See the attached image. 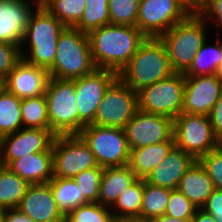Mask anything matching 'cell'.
I'll list each match as a JSON object with an SVG mask.
<instances>
[{"label": "cell", "mask_w": 222, "mask_h": 222, "mask_svg": "<svg viewBox=\"0 0 222 222\" xmlns=\"http://www.w3.org/2000/svg\"><path fill=\"white\" fill-rule=\"evenodd\" d=\"M87 35L96 68L117 74L147 38L136 26L112 24L92 30Z\"/></svg>", "instance_id": "6da1fadb"}, {"label": "cell", "mask_w": 222, "mask_h": 222, "mask_svg": "<svg viewBox=\"0 0 222 222\" xmlns=\"http://www.w3.org/2000/svg\"><path fill=\"white\" fill-rule=\"evenodd\" d=\"M65 27L39 4L30 16L20 47L22 59L48 71L54 64L59 35Z\"/></svg>", "instance_id": "7a4b0ae2"}, {"label": "cell", "mask_w": 222, "mask_h": 222, "mask_svg": "<svg viewBox=\"0 0 222 222\" xmlns=\"http://www.w3.org/2000/svg\"><path fill=\"white\" fill-rule=\"evenodd\" d=\"M207 26L208 22L197 11H192L184 20L158 37L166 48L173 72L185 73L189 69L208 39Z\"/></svg>", "instance_id": "3957f363"}, {"label": "cell", "mask_w": 222, "mask_h": 222, "mask_svg": "<svg viewBox=\"0 0 222 222\" xmlns=\"http://www.w3.org/2000/svg\"><path fill=\"white\" fill-rule=\"evenodd\" d=\"M173 73L164 44L159 38L147 37L118 73V78L138 92Z\"/></svg>", "instance_id": "277c9868"}, {"label": "cell", "mask_w": 222, "mask_h": 222, "mask_svg": "<svg viewBox=\"0 0 222 222\" xmlns=\"http://www.w3.org/2000/svg\"><path fill=\"white\" fill-rule=\"evenodd\" d=\"M56 51L49 77L72 80L96 69L88 35L74 27H65L60 33Z\"/></svg>", "instance_id": "5b68a950"}, {"label": "cell", "mask_w": 222, "mask_h": 222, "mask_svg": "<svg viewBox=\"0 0 222 222\" xmlns=\"http://www.w3.org/2000/svg\"><path fill=\"white\" fill-rule=\"evenodd\" d=\"M45 97L50 130L56 136L78 135L79 113L74 81L49 77Z\"/></svg>", "instance_id": "8992f818"}, {"label": "cell", "mask_w": 222, "mask_h": 222, "mask_svg": "<svg viewBox=\"0 0 222 222\" xmlns=\"http://www.w3.org/2000/svg\"><path fill=\"white\" fill-rule=\"evenodd\" d=\"M184 89V73L174 72L169 77L137 92L138 109L165 115L174 120L182 113Z\"/></svg>", "instance_id": "52a82bcc"}, {"label": "cell", "mask_w": 222, "mask_h": 222, "mask_svg": "<svg viewBox=\"0 0 222 222\" xmlns=\"http://www.w3.org/2000/svg\"><path fill=\"white\" fill-rule=\"evenodd\" d=\"M78 135L88 145L99 166L128 165L130 149L124 129L91 124Z\"/></svg>", "instance_id": "ba28073f"}, {"label": "cell", "mask_w": 222, "mask_h": 222, "mask_svg": "<svg viewBox=\"0 0 222 222\" xmlns=\"http://www.w3.org/2000/svg\"><path fill=\"white\" fill-rule=\"evenodd\" d=\"M173 137L175 146L196 160L220 145L206 115L182 112L173 120Z\"/></svg>", "instance_id": "9c48e42d"}, {"label": "cell", "mask_w": 222, "mask_h": 222, "mask_svg": "<svg viewBox=\"0 0 222 222\" xmlns=\"http://www.w3.org/2000/svg\"><path fill=\"white\" fill-rule=\"evenodd\" d=\"M137 110V92L117 78L105 91L92 125L124 129Z\"/></svg>", "instance_id": "30bf717a"}, {"label": "cell", "mask_w": 222, "mask_h": 222, "mask_svg": "<svg viewBox=\"0 0 222 222\" xmlns=\"http://www.w3.org/2000/svg\"><path fill=\"white\" fill-rule=\"evenodd\" d=\"M53 174L74 178L86 169L97 167L94 154L79 135H57L52 144Z\"/></svg>", "instance_id": "8fae6325"}, {"label": "cell", "mask_w": 222, "mask_h": 222, "mask_svg": "<svg viewBox=\"0 0 222 222\" xmlns=\"http://www.w3.org/2000/svg\"><path fill=\"white\" fill-rule=\"evenodd\" d=\"M191 12L182 0H141L136 27L146 37L158 38Z\"/></svg>", "instance_id": "7c38bea8"}, {"label": "cell", "mask_w": 222, "mask_h": 222, "mask_svg": "<svg viewBox=\"0 0 222 222\" xmlns=\"http://www.w3.org/2000/svg\"><path fill=\"white\" fill-rule=\"evenodd\" d=\"M117 78L118 74L114 71L96 68L90 74L72 79L79 113V133L85 126L93 123L105 91Z\"/></svg>", "instance_id": "4fadbf2b"}, {"label": "cell", "mask_w": 222, "mask_h": 222, "mask_svg": "<svg viewBox=\"0 0 222 222\" xmlns=\"http://www.w3.org/2000/svg\"><path fill=\"white\" fill-rule=\"evenodd\" d=\"M129 149L161 143L173 137V119L137 110L124 127Z\"/></svg>", "instance_id": "5bb4252c"}, {"label": "cell", "mask_w": 222, "mask_h": 222, "mask_svg": "<svg viewBox=\"0 0 222 222\" xmlns=\"http://www.w3.org/2000/svg\"><path fill=\"white\" fill-rule=\"evenodd\" d=\"M55 134L50 129L21 128L1 138L0 162L7 166L29 153L52 150Z\"/></svg>", "instance_id": "9a60e30c"}, {"label": "cell", "mask_w": 222, "mask_h": 222, "mask_svg": "<svg viewBox=\"0 0 222 222\" xmlns=\"http://www.w3.org/2000/svg\"><path fill=\"white\" fill-rule=\"evenodd\" d=\"M221 90L222 82L215 74L185 76L182 112L209 116Z\"/></svg>", "instance_id": "2e32d148"}, {"label": "cell", "mask_w": 222, "mask_h": 222, "mask_svg": "<svg viewBox=\"0 0 222 222\" xmlns=\"http://www.w3.org/2000/svg\"><path fill=\"white\" fill-rule=\"evenodd\" d=\"M31 2V3H30ZM40 0H0V42L21 47L30 16Z\"/></svg>", "instance_id": "e0dca14e"}, {"label": "cell", "mask_w": 222, "mask_h": 222, "mask_svg": "<svg viewBox=\"0 0 222 222\" xmlns=\"http://www.w3.org/2000/svg\"><path fill=\"white\" fill-rule=\"evenodd\" d=\"M17 208L35 222H65L49 183L31 184Z\"/></svg>", "instance_id": "ac0fdd59"}, {"label": "cell", "mask_w": 222, "mask_h": 222, "mask_svg": "<svg viewBox=\"0 0 222 222\" xmlns=\"http://www.w3.org/2000/svg\"><path fill=\"white\" fill-rule=\"evenodd\" d=\"M49 74L46 69L22 59L4 79V87L20 99L45 94Z\"/></svg>", "instance_id": "d6986e66"}, {"label": "cell", "mask_w": 222, "mask_h": 222, "mask_svg": "<svg viewBox=\"0 0 222 222\" xmlns=\"http://www.w3.org/2000/svg\"><path fill=\"white\" fill-rule=\"evenodd\" d=\"M196 159L176 146L164 160L146 177L145 181L153 186L177 189L180 178L193 165Z\"/></svg>", "instance_id": "ffe728a7"}, {"label": "cell", "mask_w": 222, "mask_h": 222, "mask_svg": "<svg viewBox=\"0 0 222 222\" xmlns=\"http://www.w3.org/2000/svg\"><path fill=\"white\" fill-rule=\"evenodd\" d=\"M7 167L30 185L48 183L54 177L52 150L29 153L11 161Z\"/></svg>", "instance_id": "44dd1931"}, {"label": "cell", "mask_w": 222, "mask_h": 222, "mask_svg": "<svg viewBox=\"0 0 222 222\" xmlns=\"http://www.w3.org/2000/svg\"><path fill=\"white\" fill-rule=\"evenodd\" d=\"M137 179L135 173L128 165L104 167L98 203L111 208L125 188L129 187Z\"/></svg>", "instance_id": "7402d4cb"}, {"label": "cell", "mask_w": 222, "mask_h": 222, "mask_svg": "<svg viewBox=\"0 0 222 222\" xmlns=\"http://www.w3.org/2000/svg\"><path fill=\"white\" fill-rule=\"evenodd\" d=\"M174 147L175 142L174 137H172L161 143L131 149L128 166L137 178L146 179Z\"/></svg>", "instance_id": "603a6c76"}, {"label": "cell", "mask_w": 222, "mask_h": 222, "mask_svg": "<svg viewBox=\"0 0 222 222\" xmlns=\"http://www.w3.org/2000/svg\"><path fill=\"white\" fill-rule=\"evenodd\" d=\"M177 189L194 205L201 208L212 194L214 186L211 177L200 162L196 160L180 178Z\"/></svg>", "instance_id": "cb8c5ba5"}, {"label": "cell", "mask_w": 222, "mask_h": 222, "mask_svg": "<svg viewBox=\"0 0 222 222\" xmlns=\"http://www.w3.org/2000/svg\"><path fill=\"white\" fill-rule=\"evenodd\" d=\"M30 184L7 166H0V208H17Z\"/></svg>", "instance_id": "d4e9b609"}, {"label": "cell", "mask_w": 222, "mask_h": 222, "mask_svg": "<svg viewBox=\"0 0 222 222\" xmlns=\"http://www.w3.org/2000/svg\"><path fill=\"white\" fill-rule=\"evenodd\" d=\"M48 183L51 187L54 200L64 215L70 210L88 203L74 179L53 177Z\"/></svg>", "instance_id": "484cf974"}, {"label": "cell", "mask_w": 222, "mask_h": 222, "mask_svg": "<svg viewBox=\"0 0 222 222\" xmlns=\"http://www.w3.org/2000/svg\"><path fill=\"white\" fill-rule=\"evenodd\" d=\"M216 38L215 44L209 45L208 39L196 54L184 76L214 75L222 59V40Z\"/></svg>", "instance_id": "4316f807"}, {"label": "cell", "mask_w": 222, "mask_h": 222, "mask_svg": "<svg viewBox=\"0 0 222 222\" xmlns=\"http://www.w3.org/2000/svg\"><path fill=\"white\" fill-rule=\"evenodd\" d=\"M21 99L5 87L0 92V137L13 134L23 128Z\"/></svg>", "instance_id": "83f0119b"}, {"label": "cell", "mask_w": 222, "mask_h": 222, "mask_svg": "<svg viewBox=\"0 0 222 222\" xmlns=\"http://www.w3.org/2000/svg\"><path fill=\"white\" fill-rule=\"evenodd\" d=\"M144 179H137L120 194L118 200L110 208L113 215L135 217L140 219Z\"/></svg>", "instance_id": "f1b7e54d"}, {"label": "cell", "mask_w": 222, "mask_h": 222, "mask_svg": "<svg viewBox=\"0 0 222 222\" xmlns=\"http://www.w3.org/2000/svg\"><path fill=\"white\" fill-rule=\"evenodd\" d=\"M169 197V189L153 186L144 179L140 220L150 222L153 218L165 214Z\"/></svg>", "instance_id": "f546056e"}, {"label": "cell", "mask_w": 222, "mask_h": 222, "mask_svg": "<svg viewBox=\"0 0 222 222\" xmlns=\"http://www.w3.org/2000/svg\"><path fill=\"white\" fill-rule=\"evenodd\" d=\"M23 128L50 129L45 94L21 99Z\"/></svg>", "instance_id": "4dcf8cb0"}, {"label": "cell", "mask_w": 222, "mask_h": 222, "mask_svg": "<svg viewBox=\"0 0 222 222\" xmlns=\"http://www.w3.org/2000/svg\"><path fill=\"white\" fill-rule=\"evenodd\" d=\"M40 4L66 27H74L86 7L85 0H41Z\"/></svg>", "instance_id": "1f68e13d"}, {"label": "cell", "mask_w": 222, "mask_h": 222, "mask_svg": "<svg viewBox=\"0 0 222 222\" xmlns=\"http://www.w3.org/2000/svg\"><path fill=\"white\" fill-rule=\"evenodd\" d=\"M86 7L74 28L88 34L104 25L111 24L108 0H85Z\"/></svg>", "instance_id": "d6a6232c"}, {"label": "cell", "mask_w": 222, "mask_h": 222, "mask_svg": "<svg viewBox=\"0 0 222 222\" xmlns=\"http://www.w3.org/2000/svg\"><path fill=\"white\" fill-rule=\"evenodd\" d=\"M113 213L109 207L97 203H87L70 210L65 222H110Z\"/></svg>", "instance_id": "836d02e7"}, {"label": "cell", "mask_w": 222, "mask_h": 222, "mask_svg": "<svg viewBox=\"0 0 222 222\" xmlns=\"http://www.w3.org/2000/svg\"><path fill=\"white\" fill-rule=\"evenodd\" d=\"M141 0H108L112 25L136 26Z\"/></svg>", "instance_id": "e575fe53"}, {"label": "cell", "mask_w": 222, "mask_h": 222, "mask_svg": "<svg viewBox=\"0 0 222 222\" xmlns=\"http://www.w3.org/2000/svg\"><path fill=\"white\" fill-rule=\"evenodd\" d=\"M103 170L104 168L98 165L82 171L73 178L88 203L98 202Z\"/></svg>", "instance_id": "d590c367"}, {"label": "cell", "mask_w": 222, "mask_h": 222, "mask_svg": "<svg viewBox=\"0 0 222 222\" xmlns=\"http://www.w3.org/2000/svg\"><path fill=\"white\" fill-rule=\"evenodd\" d=\"M197 209L198 207L178 189L170 190V197L165 211L166 215L178 219L191 220Z\"/></svg>", "instance_id": "8d00e7d4"}, {"label": "cell", "mask_w": 222, "mask_h": 222, "mask_svg": "<svg viewBox=\"0 0 222 222\" xmlns=\"http://www.w3.org/2000/svg\"><path fill=\"white\" fill-rule=\"evenodd\" d=\"M198 161L211 177L214 189L222 190V144L202 155Z\"/></svg>", "instance_id": "74e56055"}, {"label": "cell", "mask_w": 222, "mask_h": 222, "mask_svg": "<svg viewBox=\"0 0 222 222\" xmlns=\"http://www.w3.org/2000/svg\"><path fill=\"white\" fill-rule=\"evenodd\" d=\"M21 60L19 45L0 42V78L5 79Z\"/></svg>", "instance_id": "f35d334b"}, {"label": "cell", "mask_w": 222, "mask_h": 222, "mask_svg": "<svg viewBox=\"0 0 222 222\" xmlns=\"http://www.w3.org/2000/svg\"><path fill=\"white\" fill-rule=\"evenodd\" d=\"M197 12L207 21L215 23L214 27L222 29V0H204Z\"/></svg>", "instance_id": "ab89813d"}, {"label": "cell", "mask_w": 222, "mask_h": 222, "mask_svg": "<svg viewBox=\"0 0 222 222\" xmlns=\"http://www.w3.org/2000/svg\"><path fill=\"white\" fill-rule=\"evenodd\" d=\"M201 209L211 214L217 222H222V190L214 189Z\"/></svg>", "instance_id": "60d3db41"}, {"label": "cell", "mask_w": 222, "mask_h": 222, "mask_svg": "<svg viewBox=\"0 0 222 222\" xmlns=\"http://www.w3.org/2000/svg\"><path fill=\"white\" fill-rule=\"evenodd\" d=\"M210 123L213 127V133L216 139L222 143V90L218 101L214 104L210 114Z\"/></svg>", "instance_id": "b9f144b4"}, {"label": "cell", "mask_w": 222, "mask_h": 222, "mask_svg": "<svg viewBox=\"0 0 222 222\" xmlns=\"http://www.w3.org/2000/svg\"><path fill=\"white\" fill-rule=\"evenodd\" d=\"M3 222H35L18 208L6 209Z\"/></svg>", "instance_id": "7bdbcfd3"}, {"label": "cell", "mask_w": 222, "mask_h": 222, "mask_svg": "<svg viewBox=\"0 0 222 222\" xmlns=\"http://www.w3.org/2000/svg\"><path fill=\"white\" fill-rule=\"evenodd\" d=\"M191 221L192 222H217L211 214L205 212L201 208L197 209Z\"/></svg>", "instance_id": "ee69618b"}, {"label": "cell", "mask_w": 222, "mask_h": 222, "mask_svg": "<svg viewBox=\"0 0 222 222\" xmlns=\"http://www.w3.org/2000/svg\"><path fill=\"white\" fill-rule=\"evenodd\" d=\"M150 222H192L191 220H183L163 214L153 218Z\"/></svg>", "instance_id": "f6af8a7d"}, {"label": "cell", "mask_w": 222, "mask_h": 222, "mask_svg": "<svg viewBox=\"0 0 222 222\" xmlns=\"http://www.w3.org/2000/svg\"><path fill=\"white\" fill-rule=\"evenodd\" d=\"M110 222H142L140 219L135 217H125L113 215Z\"/></svg>", "instance_id": "bcb514c9"}, {"label": "cell", "mask_w": 222, "mask_h": 222, "mask_svg": "<svg viewBox=\"0 0 222 222\" xmlns=\"http://www.w3.org/2000/svg\"><path fill=\"white\" fill-rule=\"evenodd\" d=\"M192 11H197L198 7L191 0H182Z\"/></svg>", "instance_id": "7dc6e473"}, {"label": "cell", "mask_w": 222, "mask_h": 222, "mask_svg": "<svg viewBox=\"0 0 222 222\" xmlns=\"http://www.w3.org/2000/svg\"><path fill=\"white\" fill-rule=\"evenodd\" d=\"M215 75L222 82V59H221V63L217 67Z\"/></svg>", "instance_id": "c3c4849f"}, {"label": "cell", "mask_w": 222, "mask_h": 222, "mask_svg": "<svg viewBox=\"0 0 222 222\" xmlns=\"http://www.w3.org/2000/svg\"><path fill=\"white\" fill-rule=\"evenodd\" d=\"M5 210L6 209L0 208V222L4 221Z\"/></svg>", "instance_id": "681fc988"}, {"label": "cell", "mask_w": 222, "mask_h": 222, "mask_svg": "<svg viewBox=\"0 0 222 222\" xmlns=\"http://www.w3.org/2000/svg\"><path fill=\"white\" fill-rule=\"evenodd\" d=\"M197 7L204 1V0H191Z\"/></svg>", "instance_id": "f907efd6"}, {"label": "cell", "mask_w": 222, "mask_h": 222, "mask_svg": "<svg viewBox=\"0 0 222 222\" xmlns=\"http://www.w3.org/2000/svg\"><path fill=\"white\" fill-rule=\"evenodd\" d=\"M4 88V79L0 78V92Z\"/></svg>", "instance_id": "816d5d0a"}]
</instances>
